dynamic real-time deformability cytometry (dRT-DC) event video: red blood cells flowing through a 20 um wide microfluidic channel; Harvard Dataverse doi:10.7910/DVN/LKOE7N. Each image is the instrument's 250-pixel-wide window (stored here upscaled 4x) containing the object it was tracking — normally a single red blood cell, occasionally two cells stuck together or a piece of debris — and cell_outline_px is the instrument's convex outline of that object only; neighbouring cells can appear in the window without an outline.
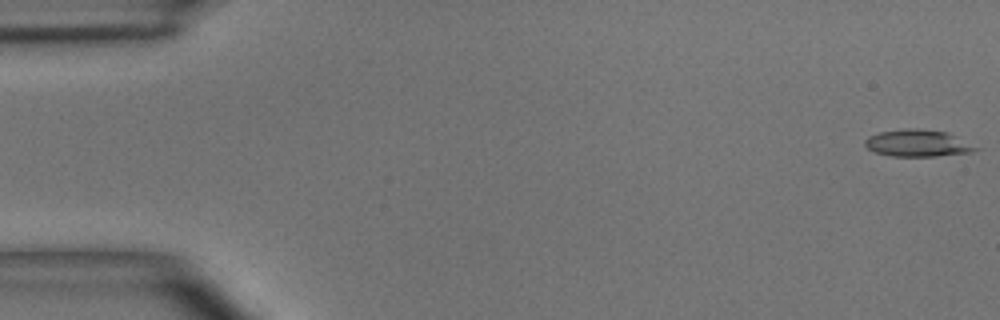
{"species": "common noctule bat (a hibernating species)", "species_latin": "Nyctalus noctula", "temperature_condition": "room temperature", "stored_images_in_passage": 3, "segment_of_instrument_passage": [2, 2], "camera_frame_rate_fps": 3000, "um_per_image_px": 0.085, "animal": {"sex": "male", "body_mass_g": 15.6}, "frame": {"image": 1, "passage_image": 3, "time_ms": 3.333, "image_size_px": [1000, 320], "cell_outline_px": [[980, 148], [972, 152], [936, 156], [892, 156], [876, 152], [868, 148], [864, 144], [864, 140], [868, 136], [880, 132], [904, 128], [916, 128], [948, 132]], "centroid_in_image_um": [78.0, 12.16], "position_along_channel_um": 7.0, "area_um2": 17.34}}